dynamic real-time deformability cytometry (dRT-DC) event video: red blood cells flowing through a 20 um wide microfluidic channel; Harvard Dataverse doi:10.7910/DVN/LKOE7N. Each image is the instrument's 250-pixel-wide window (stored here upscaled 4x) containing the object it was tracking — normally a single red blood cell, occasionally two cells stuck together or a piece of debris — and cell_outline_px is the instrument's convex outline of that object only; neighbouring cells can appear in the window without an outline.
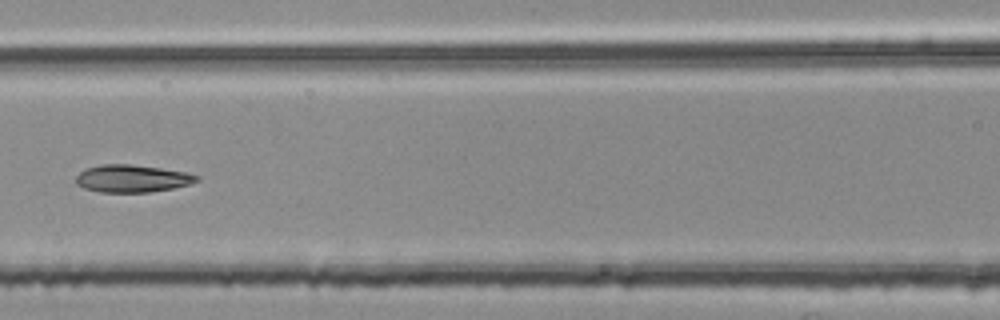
{"species": "common noctule bat (a hibernating species)", "species_latin": "Nyctalus noctula", "temperature_condition": "room temperature", "stored_images_in_passage": 6, "camera_frame_rate_fps": 3000, "um_per_image_px": 0.085, "animal": {"sex": "female", "body_mass_g": 25.1}, "frame": {"image": 1, "passage_image": 6, "time_ms": 1.667, "image_size_px": [1000, 320], "cell_outline_px": [[200, 180], [188, 184], [172, 188], [148, 192], [100, 192], [84, 188], [76, 184], [76, 176], [80, 172], [88, 168], [100, 164], [132, 164], [188, 172], [200, 176]], "centroid_in_image_um": [11.24, 15.17], "position_along_channel_um": 155.4, "area_um2": 19.31}}